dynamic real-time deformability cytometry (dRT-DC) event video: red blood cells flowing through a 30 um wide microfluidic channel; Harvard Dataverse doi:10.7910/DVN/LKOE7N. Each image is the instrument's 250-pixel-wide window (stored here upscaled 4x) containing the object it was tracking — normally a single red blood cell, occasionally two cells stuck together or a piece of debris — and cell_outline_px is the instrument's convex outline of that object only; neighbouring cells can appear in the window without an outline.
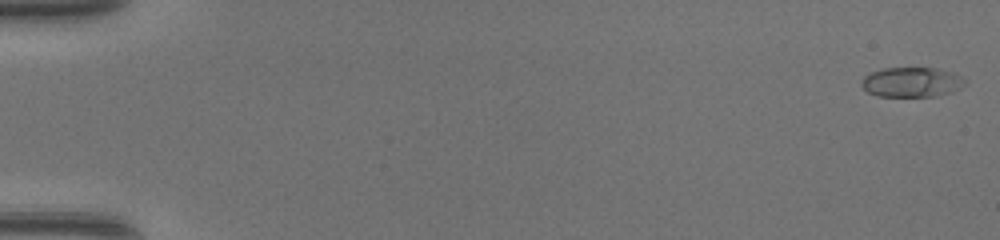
{"species": "common noctule bat (a hibernating species)", "species_latin": "Nyctalus noctula", "temperature_condition": "warm", "stored_images_in_passage": 10, "camera_frame_rate_fps": 3000, "um_per_image_px": 0.085, "animal": {"sex": "female", "body_mass_g": 17.0, "forearm_length_mm": 48.0}, "frame": {"image": 1, "passage_image": 1, "time_ms": 0.0, "image_size_px": [1000, 240], "cell_outline_px": [[964, 84], [960, 88], [952, 92], [936, 96], [876, 96], [868, 92], [860, 84], [864, 76], [872, 72], [884, 68], [936, 68], [952, 72], [960, 76], [964, 80]], "centroid_in_image_um": [77.47, 6.98], "position_along_channel_um": 7.5, "area_um2": 17.86}}